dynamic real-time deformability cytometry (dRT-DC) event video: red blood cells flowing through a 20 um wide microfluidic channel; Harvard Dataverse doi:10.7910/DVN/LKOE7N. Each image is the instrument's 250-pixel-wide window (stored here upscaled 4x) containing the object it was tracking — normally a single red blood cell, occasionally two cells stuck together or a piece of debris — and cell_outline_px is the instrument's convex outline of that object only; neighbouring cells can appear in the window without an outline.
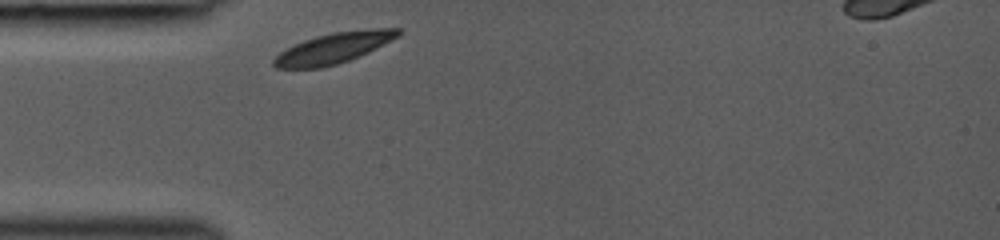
{"species": "common noctule bat (a hibernating species)", "species_latin": "Nyctalus noctula", "temperature_condition": "room temperature", "stored_images_in_passage": 27, "camera_frame_rate_fps": 3000, "um_per_image_px": 0.085, "animal": {"sex": "female", "body_mass_g": 19.0, "forearm_length_mm": 53.3}, "frame": {"image": 1, "passage_image": 1, "time_ms": 0.0, "image_size_px": [1000, 240], "cell_outline_px": [[400, 32], [396, 36], [368, 52], [348, 60], [336, 64], [320, 68], [276, 68], [272, 64], [272, 60], [280, 52], [304, 40], [316, 36], [332, 32], [376, 28], [400, 28]], "centroid_in_image_um": [28.3, 4.09], "position_along_channel_um": 56.7, "area_um2": 21.68}}
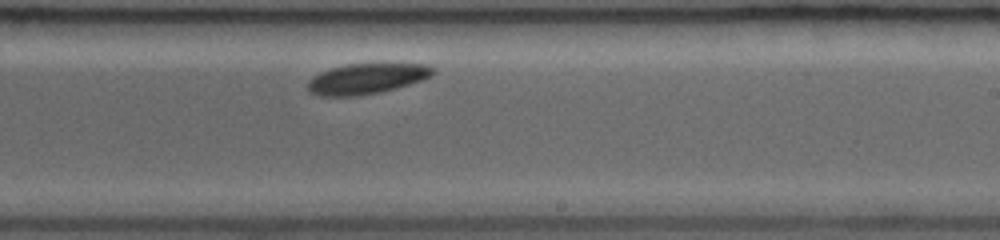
{"frame": {"image": 2, "passage_image": 16, "time_ms": 5.0, "image_size_px": [1000, 240], "cell_outline_px": [[436, 72], [432, 76], [396, 88], [380, 92], [356, 96], [320, 96], [308, 92], [308, 80], [312, 76], [320, 72], [332, 68], [348, 64], [424, 64], [436, 68]], "centroid_in_image_um": [31.15, 6.69], "position_along_channel_um": 257.9, "area_um2": 22.2}}
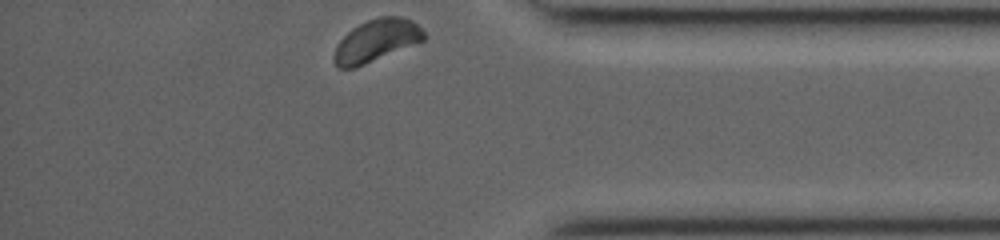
{"frame": {"image": 3, "passage_image": 27, "time_ms": 8.667, "image_size_px": [1000, 240], "cell_outline_px": [[428, 36], [424, 40], [356, 68], [336, 68], [332, 60], [332, 56], [336, 44], [352, 28], [368, 20], [380, 16], [400, 16], [412, 20]], "centroid_in_image_um": [31.95, 3.47], "position_along_channel_um": 403.3, "area_um2": 22.25}}